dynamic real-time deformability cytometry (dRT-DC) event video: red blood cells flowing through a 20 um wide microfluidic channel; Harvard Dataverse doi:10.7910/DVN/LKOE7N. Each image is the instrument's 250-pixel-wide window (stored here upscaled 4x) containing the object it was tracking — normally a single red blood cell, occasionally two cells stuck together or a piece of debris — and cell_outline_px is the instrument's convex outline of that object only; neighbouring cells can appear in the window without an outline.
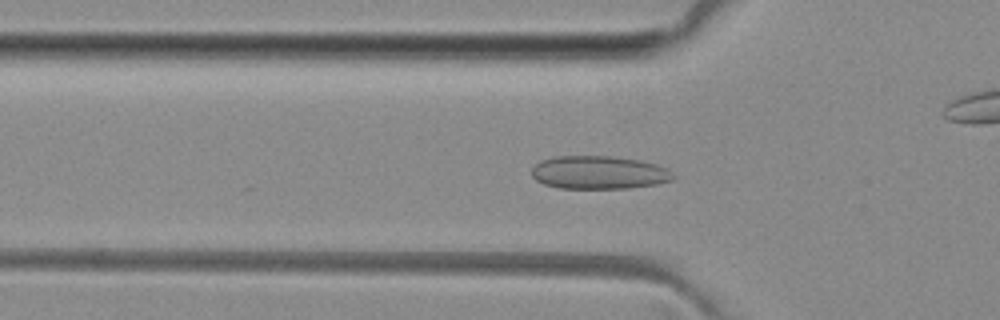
{"species": "common noctule bat (a hibernating species)", "species_latin": "Nyctalus noctula", "temperature_condition": "room temperature", "stored_images_in_passage": 50, "camera_frame_rate_fps": 3000, "um_per_image_px": 0.085, "animal": {"sex": "female", "body_mass_g": 29.2, "forearm_length_mm": 56.3}, "frame": {"image": 1, "passage_image": 15, "time_ms": 4.667, "image_size_px": [1000, 320], "cell_outline_px": [[676, 176], [672, 180], [656, 184], [628, 188], [560, 188], [544, 184], [536, 180], [532, 176], [532, 168], [540, 160], [552, 156], [608, 156], [640, 160], [656, 164], [668, 168]], "centroid_in_image_um": [50.91, 14.66], "position_along_channel_um": 74.9, "area_um2": 27.46}}
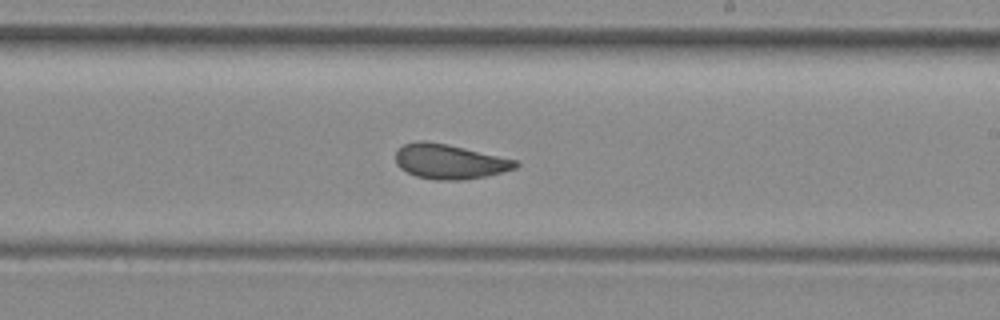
{"frame": {"image": 2, "passage_image": 28, "time_ms": 9.0, "image_size_px": [1000, 320], "cell_outline_px": [[520, 164], [516, 168], [488, 176], [464, 180], [436, 180], [416, 176], [400, 168], [396, 164], [396, 152], [404, 144], [420, 140], [424, 140], [448, 144], [516, 160]], "centroid_in_image_um": [38.21, 13.74], "position_along_channel_um": 250.8, "area_um2": 24.28}}
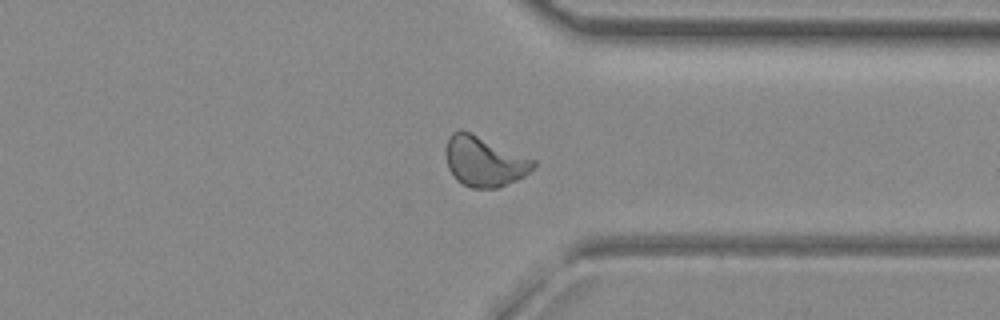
{"frame": {"image": 3, "passage_image": 37, "time_ms": 12.0, "image_size_px": [1000, 320], "cell_outline_px": [[536, 164], [524, 176], [516, 180], [496, 188], [472, 188], [456, 180], [448, 168], [444, 152], [444, 148], [452, 132], [460, 128], [472, 132], [536, 160]], "centroid_in_image_um": [41.12, 13.69], "position_along_channel_um": 370.3, "area_um2": 25.78}, "authors_computed_cell_mechanics": {"area_um2": 25.2875, "velocity_mm_per_s": 4.0529, "shape_relaxation_time_tau1_ms": 9.6861, "shape_relaxation_time_tau2_ms": 1.0042, "deformation_change_tau1": 0.1563, "deformation_change_tau2": 0.0556}}